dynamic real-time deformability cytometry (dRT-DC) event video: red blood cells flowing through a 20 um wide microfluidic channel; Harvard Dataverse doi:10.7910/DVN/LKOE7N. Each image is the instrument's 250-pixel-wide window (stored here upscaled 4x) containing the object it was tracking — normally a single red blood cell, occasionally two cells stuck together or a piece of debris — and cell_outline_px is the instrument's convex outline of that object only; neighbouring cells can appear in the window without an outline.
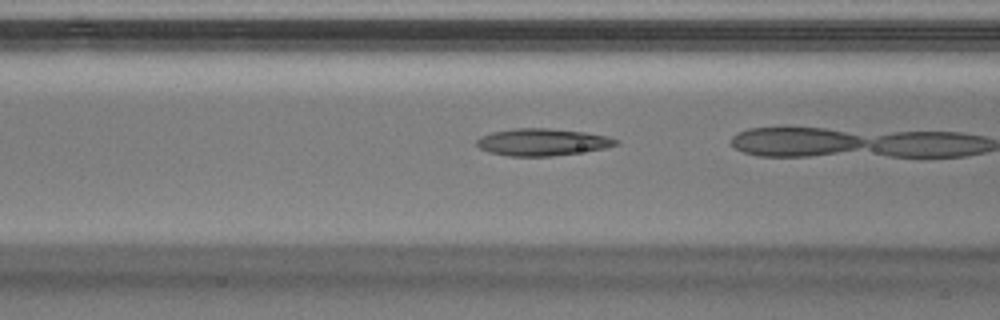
{"species": "Egyptian fruit bat (a non-hibernating species)", "species_latin": "Rousettus aegyptiacus", "temperature_condition": "warm", "stored_images_in_passage": 19, "camera_frame_rate_fps": 3000, "um_per_image_px": 0.085, "animal": {"sex": "male"}, "frame": {"image": 1, "passage_image": 4, "time_ms": 1.0, "image_size_px": [1000, 320], "cell_outline_px": [[620, 144], [604, 148], [552, 156], [508, 156], [488, 152], [480, 148], [476, 144], [476, 140], [480, 136], [492, 132], [512, 128], [548, 128], [584, 132], [608, 136], [620, 140]], "centroid_in_image_um": [46.08, 12.07], "position_along_channel_um": 120.5, "area_um2": 22.02}}